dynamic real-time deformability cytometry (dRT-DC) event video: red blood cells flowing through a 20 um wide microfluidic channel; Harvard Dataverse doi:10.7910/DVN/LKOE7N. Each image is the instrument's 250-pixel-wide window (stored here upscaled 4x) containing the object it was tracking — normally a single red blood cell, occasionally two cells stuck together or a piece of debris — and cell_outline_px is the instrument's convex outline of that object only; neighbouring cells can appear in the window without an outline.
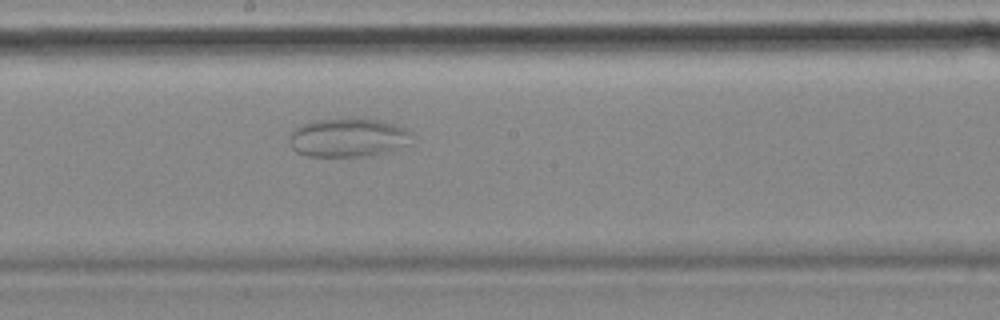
{"species": "common noctule bat (a hibernating species)", "species_latin": "Nyctalus noctula", "temperature_condition": "cold", "stored_images_in_passage": 35, "camera_frame_rate_fps": 3000, "um_per_image_px": 0.085, "animal": {"sex": "female", "body_mass_g": 18.4}, "frame": {"image": 1, "passage_image": 16, "time_ms": 5.0, "image_size_px": [1000, 320], "cell_outline_px": [[412, 132], [404, 144], [388, 152], [372, 156], [308, 156], [296, 152], [292, 148], [288, 140], [292, 132], [300, 124], [316, 120], [376, 120], [396, 124], [408, 128]], "centroid_in_image_um": [29.54, 11.72], "position_along_channel_um": 218.7, "area_um2": 27.11}}